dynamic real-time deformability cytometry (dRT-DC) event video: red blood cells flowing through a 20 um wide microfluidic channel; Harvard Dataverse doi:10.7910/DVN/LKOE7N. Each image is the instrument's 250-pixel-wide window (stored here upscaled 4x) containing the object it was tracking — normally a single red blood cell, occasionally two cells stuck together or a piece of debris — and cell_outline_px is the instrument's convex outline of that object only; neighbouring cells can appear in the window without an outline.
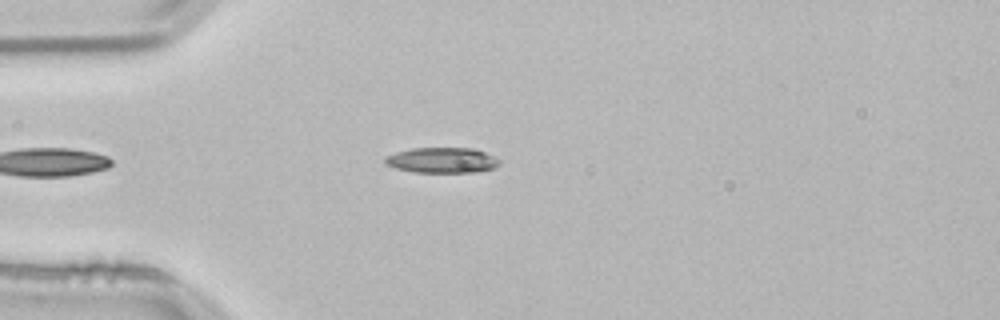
{"species": "common noctule bat (a hibernating species)", "species_latin": "Nyctalus noctula", "temperature_condition": "room temperature", "stored_images_in_passage": 37, "camera_frame_rate_fps": 3000, "um_per_image_px": 0.085, "animal": {"sex": "male", "body_mass_g": 21.5, "forearm_length_mm": 52.0}, "frame": {"image": 1, "passage_image": 1, "time_ms": 0.0, "image_size_px": [1000, 320], "cell_outline_px": [[500, 164], [496, 168], [472, 172], [412, 172], [396, 168], [384, 164], [384, 156], [396, 152], [412, 148], [472, 148], [484, 152], [500, 160]], "centroid_in_image_um": [37.54, 13.62], "position_along_channel_um": 47.5, "area_um2": 16.99}}
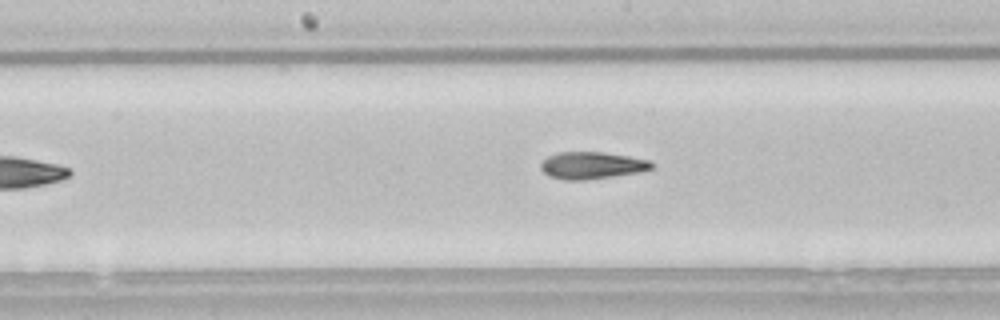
{"frame": {"image": 2, "passage_image": 14, "time_ms": 4.333, "image_size_px": [1000, 320], "cell_outline_px": [[652, 168], [636, 172], [612, 176], [584, 180], [564, 180], [548, 176], [540, 168], [540, 164], [548, 156], [560, 152], [604, 152], [652, 160]], "centroid_in_image_um": [50.27, 14.05], "position_along_channel_um": 197.9, "area_um2": 17.34}}
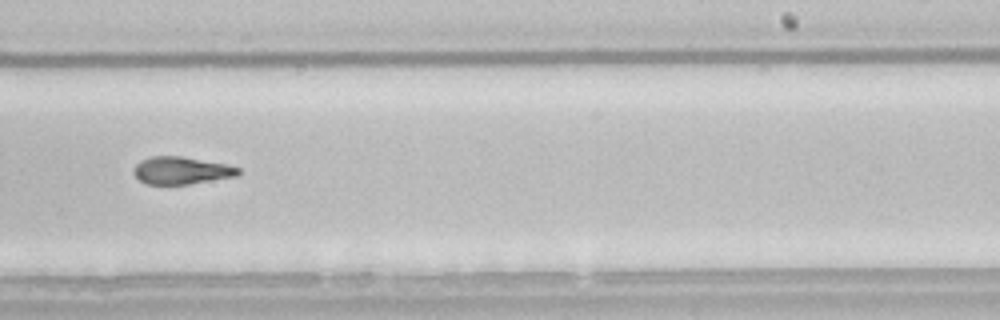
{"frame": {"image": 3, "passage_image": 20, "time_ms": 6.333, "image_size_px": [1000, 320], "cell_outline_px": [[240, 172], [236, 176], [188, 184], [148, 184], [140, 180], [136, 176], [136, 164], [140, 160], [152, 156], [180, 156], [228, 164], [240, 168]], "centroid_in_image_um": [15.45, 14.48], "position_along_channel_um": 273.5, "area_um2": 16.47}, "authors_computed_cell_mechanics": {"area_um2": 17.4556, "velocity_mm_per_s": 3.8089, "shape_relaxation_time_tau1_ms": 6.2986, "shape_relaxation_time_tau2_ms": 3.1257, "deformation_change_tau1": 0.172, "deformation_change_tau2": 0.1179}}